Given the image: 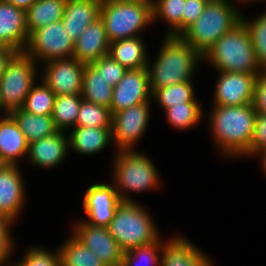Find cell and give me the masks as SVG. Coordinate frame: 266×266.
Returning <instances> with one entry per match:
<instances>
[{
  "mask_svg": "<svg viewBox=\"0 0 266 266\" xmlns=\"http://www.w3.org/2000/svg\"><path fill=\"white\" fill-rule=\"evenodd\" d=\"M82 99L81 94L55 97L51 116L59 131L69 132L75 127Z\"/></svg>",
  "mask_w": 266,
  "mask_h": 266,
  "instance_id": "obj_29",
  "label": "cell"
},
{
  "mask_svg": "<svg viewBox=\"0 0 266 266\" xmlns=\"http://www.w3.org/2000/svg\"><path fill=\"white\" fill-rule=\"evenodd\" d=\"M73 225L70 233L92 251L105 266L122 265L124 252L107 227L90 225L83 221V218Z\"/></svg>",
  "mask_w": 266,
  "mask_h": 266,
  "instance_id": "obj_13",
  "label": "cell"
},
{
  "mask_svg": "<svg viewBox=\"0 0 266 266\" xmlns=\"http://www.w3.org/2000/svg\"><path fill=\"white\" fill-rule=\"evenodd\" d=\"M102 0H66L62 22L66 34L76 42L81 33L100 17Z\"/></svg>",
  "mask_w": 266,
  "mask_h": 266,
  "instance_id": "obj_21",
  "label": "cell"
},
{
  "mask_svg": "<svg viewBox=\"0 0 266 266\" xmlns=\"http://www.w3.org/2000/svg\"><path fill=\"white\" fill-rule=\"evenodd\" d=\"M236 1H238L237 3H240V5H241V4H243V5H244V4H245V5L248 4V5H249V4H251V3H252V4H253V3H256V2L258 3L259 1H265V0H236Z\"/></svg>",
  "mask_w": 266,
  "mask_h": 266,
  "instance_id": "obj_47",
  "label": "cell"
},
{
  "mask_svg": "<svg viewBox=\"0 0 266 266\" xmlns=\"http://www.w3.org/2000/svg\"><path fill=\"white\" fill-rule=\"evenodd\" d=\"M153 101L131 106L112 113V141L115 150H135L147 131L150 122V104Z\"/></svg>",
  "mask_w": 266,
  "mask_h": 266,
  "instance_id": "obj_10",
  "label": "cell"
},
{
  "mask_svg": "<svg viewBox=\"0 0 266 266\" xmlns=\"http://www.w3.org/2000/svg\"><path fill=\"white\" fill-rule=\"evenodd\" d=\"M66 0H37L26 12L28 34L36 29L62 20Z\"/></svg>",
  "mask_w": 266,
  "mask_h": 266,
  "instance_id": "obj_26",
  "label": "cell"
},
{
  "mask_svg": "<svg viewBox=\"0 0 266 266\" xmlns=\"http://www.w3.org/2000/svg\"><path fill=\"white\" fill-rule=\"evenodd\" d=\"M3 1L12 4L15 7L26 12L37 0H3Z\"/></svg>",
  "mask_w": 266,
  "mask_h": 266,
  "instance_id": "obj_44",
  "label": "cell"
},
{
  "mask_svg": "<svg viewBox=\"0 0 266 266\" xmlns=\"http://www.w3.org/2000/svg\"><path fill=\"white\" fill-rule=\"evenodd\" d=\"M242 13L241 20L247 27L253 42L256 60L263 71H266V10L255 18H247Z\"/></svg>",
  "mask_w": 266,
  "mask_h": 266,
  "instance_id": "obj_36",
  "label": "cell"
},
{
  "mask_svg": "<svg viewBox=\"0 0 266 266\" xmlns=\"http://www.w3.org/2000/svg\"><path fill=\"white\" fill-rule=\"evenodd\" d=\"M9 114L2 106V101H1V98H0V116H4V115H7Z\"/></svg>",
  "mask_w": 266,
  "mask_h": 266,
  "instance_id": "obj_48",
  "label": "cell"
},
{
  "mask_svg": "<svg viewBox=\"0 0 266 266\" xmlns=\"http://www.w3.org/2000/svg\"><path fill=\"white\" fill-rule=\"evenodd\" d=\"M213 104L218 106H241L252 104L256 74L218 71Z\"/></svg>",
  "mask_w": 266,
  "mask_h": 266,
  "instance_id": "obj_14",
  "label": "cell"
},
{
  "mask_svg": "<svg viewBox=\"0 0 266 266\" xmlns=\"http://www.w3.org/2000/svg\"><path fill=\"white\" fill-rule=\"evenodd\" d=\"M4 165L5 163L0 159V170L3 168Z\"/></svg>",
  "mask_w": 266,
  "mask_h": 266,
  "instance_id": "obj_50",
  "label": "cell"
},
{
  "mask_svg": "<svg viewBox=\"0 0 266 266\" xmlns=\"http://www.w3.org/2000/svg\"><path fill=\"white\" fill-rule=\"evenodd\" d=\"M62 266H105L101 260L90 251L72 233L59 246Z\"/></svg>",
  "mask_w": 266,
  "mask_h": 266,
  "instance_id": "obj_30",
  "label": "cell"
},
{
  "mask_svg": "<svg viewBox=\"0 0 266 266\" xmlns=\"http://www.w3.org/2000/svg\"><path fill=\"white\" fill-rule=\"evenodd\" d=\"M152 6L122 0H102L100 18L105 24L109 42L143 36V31L153 23Z\"/></svg>",
  "mask_w": 266,
  "mask_h": 266,
  "instance_id": "obj_7",
  "label": "cell"
},
{
  "mask_svg": "<svg viewBox=\"0 0 266 266\" xmlns=\"http://www.w3.org/2000/svg\"><path fill=\"white\" fill-rule=\"evenodd\" d=\"M142 37L136 36L111 42L108 55L127 70L147 68L150 57Z\"/></svg>",
  "mask_w": 266,
  "mask_h": 266,
  "instance_id": "obj_24",
  "label": "cell"
},
{
  "mask_svg": "<svg viewBox=\"0 0 266 266\" xmlns=\"http://www.w3.org/2000/svg\"><path fill=\"white\" fill-rule=\"evenodd\" d=\"M68 135L70 150L82 156L98 154L113 144L111 128L74 127Z\"/></svg>",
  "mask_w": 266,
  "mask_h": 266,
  "instance_id": "obj_23",
  "label": "cell"
},
{
  "mask_svg": "<svg viewBox=\"0 0 266 266\" xmlns=\"http://www.w3.org/2000/svg\"><path fill=\"white\" fill-rule=\"evenodd\" d=\"M17 52L9 47L6 46H0V78L5 71V68L8 64V62L11 60V58L16 54Z\"/></svg>",
  "mask_w": 266,
  "mask_h": 266,
  "instance_id": "obj_43",
  "label": "cell"
},
{
  "mask_svg": "<svg viewBox=\"0 0 266 266\" xmlns=\"http://www.w3.org/2000/svg\"><path fill=\"white\" fill-rule=\"evenodd\" d=\"M21 259L16 261L18 266H62L59 248L48 250L43 246L28 247Z\"/></svg>",
  "mask_w": 266,
  "mask_h": 266,
  "instance_id": "obj_37",
  "label": "cell"
},
{
  "mask_svg": "<svg viewBox=\"0 0 266 266\" xmlns=\"http://www.w3.org/2000/svg\"><path fill=\"white\" fill-rule=\"evenodd\" d=\"M201 102H187L184 105L171 106L164 113L167 123L176 130H189L198 126L204 117Z\"/></svg>",
  "mask_w": 266,
  "mask_h": 266,
  "instance_id": "obj_31",
  "label": "cell"
},
{
  "mask_svg": "<svg viewBox=\"0 0 266 266\" xmlns=\"http://www.w3.org/2000/svg\"><path fill=\"white\" fill-rule=\"evenodd\" d=\"M253 105L257 113L266 114V71L256 78Z\"/></svg>",
  "mask_w": 266,
  "mask_h": 266,
  "instance_id": "obj_42",
  "label": "cell"
},
{
  "mask_svg": "<svg viewBox=\"0 0 266 266\" xmlns=\"http://www.w3.org/2000/svg\"><path fill=\"white\" fill-rule=\"evenodd\" d=\"M258 159L261 161V166L264 169V173L266 174V152H264L263 154H261Z\"/></svg>",
  "mask_w": 266,
  "mask_h": 266,
  "instance_id": "obj_45",
  "label": "cell"
},
{
  "mask_svg": "<svg viewBox=\"0 0 266 266\" xmlns=\"http://www.w3.org/2000/svg\"><path fill=\"white\" fill-rule=\"evenodd\" d=\"M148 101H152L148 69H128L113 88L109 109L116 113Z\"/></svg>",
  "mask_w": 266,
  "mask_h": 266,
  "instance_id": "obj_15",
  "label": "cell"
},
{
  "mask_svg": "<svg viewBox=\"0 0 266 266\" xmlns=\"http://www.w3.org/2000/svg\"><path fill=\"white\" fill-rule=\"evenodd\" d=\"M209 0H185L182 14V33L202 14Z\"/></svg>",
  "mask_w": 266,
  "mask_h": 266,
  "instance_id": "obj_41",
  "label": "cell"
},
{
  "mask_svg": "<svg viewBox=\"0 0 266 266\" xmlns=\"http://www.w3.org/2000/svg\"><path fill=\"white\" fill-rule=\"evenodd\" d=\"M19 165H4L0 170V215L14 223L26 205V185Z\"/></svg>",
  "mask_w": 266,
  "mask_h": 266,
  "instance_id": "obj_16",
  "label": "cell"
},
{
  "mask_svg": "<svg viewBox=\"0 0 266 266\" xmlns=\"http://www.w3.org/2000/svg\"><path fill=\"white\" fill-rule=\"evenodd\" d=\"M124 2H132V3H142V4H153L154 0H122Z\"/></svg>",
  "mask_w": 266,
  "mask_h": 266,
  "instance_id": "obj_46",
  "label": "cell"
},
{
  "mask_svg": "<svg viewBox=\"0 0 266 266\" xmlns=\"http://www.w3.org/2000/svg\"><path fill=\"white\" fill-rule=\"evenodd\" d=\"M185 0H154L152 6L153 24L160 20L168 25L164 35L180 36L182 34V14Z\"/></svg>",
  "mask_w": 266,
  "mask_h": 266,
  "instance_id": "obj_28",
  "label": "cell"
},
{
  "mask_svg": "<svg viewBox=\"0 0 266 266\" xmlns=\"http://www.w3.org/2000/svg\"><path fill=\"white\" fill-rule=\"evenodd\" d=\"M17 122L28 144L58 132L51 115H35L22 108L9 113Z\"/></svg>",
  "mask_w": 266,
  "mask_h": 266,
  "instance_id": "obj_25",
  "label": "cell"
},
{
  "mask_svg": "<svg viewBox=\"0 0 266 266\" xmlns=\"http://www.w3.org/2000/svg\"><path fill=\"white\" fill-rule=\"evenodd\" d=\"M105 24L99 17L91 23L75 42L73 58L84 64H91L109 53Z\"/></svg>",
  "mask_w": 266,
  "mask_h": 266,
  "instance_id": "obj_20",
  "label": "cell"
},
{
  "mask_svg": "<svg viewBox=\"0 0 266 266\" xmlns=\"http://www.w3.org/2000/svg\"><path fill=\"white\" fill-rule=\"evenodd\" d=\"M14 223L10 222L6 217L0 215V265L11 263V255L15 249V239L12 235L11 228Z\"/></svg>",
  "mask_w": 266,
  "mask_h": 266,
  "instance_id": "obj_39",
  "label": "cell"
},
{
  "mask_svg": "<svg viewBox=\"0 0 266 266\" xmlns=\"http://www.w3.org/2000/svg\"><path fill=\"white\" fill-rule=\"evenodd\" d=\"M83 196V221L93 226L108 227L122 202L114 184L97 182L91 184Z\"/></svg>",
  "mask_w": 266,
  "mask_h": 266,
  "instance_id": "obj_12",
  "label": "cell"
},
{
  "mask_svg": "<svg viewBox=\"0 0 266 266\" xmlns=\"http://www.w3.org/2000/svg\"><path fill=\"white\" fill-rule=\"evenodd\" d=\"M216 71L261 75L250 33L241 20L220 37L202 56Z\"/></svg>",
  "mask_w": 266,
  "mask_h": 266,
  "instance_id": "obj_3",
  "label": "cell"
},
{
  "mask_svg": "<svg viewBox=\"0 0 266 266\" xmlns=\"http://www.w3.org/2000/svg\"><path fill=\"white\" fill-rule=\"evenodd\" d=\"M81 96L95 104L110 108L113 88L92 64L84 65Z\"/></svg>",
  "mask_w": 266,
  "mask_h": 266,
  "instance_id": "obj_27",
  "label": "cell"
},
{
  "mask_svg": "<svg viewBox=\"0 0 266 266\" xmlns=\"http://www.w3.org/2000/svg\"><path fill=\"white\" fill-rule=\"evenodd\" d=\"M75 127L111 128L112 113L107 106L82 99Z\"/></svg>",
  "mask_w": 266,
  "mask_h": 266,
  "instance_id": "obj_34",
  "label": "cell"
},
{
  "mask_svg": "<svg viewBox=\"0 0 266 266\" xmlns=\"http://www.w3.org/2000/svg\"><path fill=\"white\" fill-rule=\"evenodd\" d=\"M193 80L174 84L162 89H158L152 95V101L158 103L163 111L171 106L184 105L187 102H199L195 97Z\"/></svg>",
  "mask_w": 266,
  "mask_h": 266,
  "instance_id": "obj_32",
  "label": "cell"
},
{
  "mask_svg": "<svg viewBox=\"0 0 266 266\" xmlns=\"http://www.w3.org/2000/svg\"><path fill=\"white\" fill-rule=\"evenodd\" d=\"M241 17L242 12L231 0H209L202 14L180 37L203 56Z\"/></svg>",
  "mask_w": 266,
  "mask_h": 266,
  "instance_id": "obj_5",
  "label": "cell"
},
{
  "mask_svg": "<svg viewBox=\"0 0 266 266\" xmlns=\"http://www.w3.org/2000/svg\"><path fill=\"white\" fill-rule=\"evenodd\" d=\"M39 77L58 95L81 94L84 63L75 58L53 59L43 64Z\"/></svg>",
  "mask_w": 266,
  "mask_h": 266,
  "instance_id": "obj_11",
  "label": "cell"
},
{
  "mask_svg": "<svg viewBox=\"0 0 266 266\" xmlns=\"http://www.w3.org/2000/svg\"><path fill=\"white\" fill-rule=\"evenodd\" d=\"M162 238L124 252L121 266H160Z\"/></svg>",
  "mask_w": 266,
  "mask_h": 266,
  "instance_id": "obj_35",
  "label": "cell"
},
{
  "mask_svg": "<svg viewBox=\"0 0 266 266\" xmlns=\"http://www.w3.org/2000/svg\"><path fill=\"white\" fill-rule=\"evenodd\" d=\"M264 152H266V114L257 113L250 151L245 158H257Z\"/></svg>",
  "mask_w": 266,
  "mask_h": 266,
  "instance_id": "obj_40",
  "label": "cell"
},
{
  "mask_svg": "<svg viewBox=\"0 0 266 266\" xmlns=\"http://www.w3.org/2000/svg\"><path fill=\"white\" fill-rule=\"evenodd\" d=\"M149 209L142 203L122 201L107 227L123 252L155 242L160 232Z\"/></svg>",
  "mask_w": 266,
  "mask_h": 266,
  "instance_id": "obj_6",
  "label": "cell"
},
{
  "mask_svg": "<svg viewBox=\"0 0 266 266\" xmlns=\"http://www.w3.org/2000/svg\"><path fill=\"white\" fill-rule=\"evenodd\" d=\"M74 46L61 20L31 32L23 52L40 65L53 59L73 58Z\"/></svg>",
  "mask_w": 266,
  "mask_h": 266,
  "instance_id": "obj_9",
  "label": "cell"
},
{
  "mask_svg": "<svg viewBox=\"0 0 266 266\" xmlns=\"http://www.w3.org/2000/svg\"><path fill=\"white\" fill-rule=\"evenodd\" d=\"M175 234L162 244L160 266H214L212 258L185 235Z\"/></svg>",
  "mask_w": 266,
  "mask_h": 266,
  "instance_id": "obj_17",
  "label": "cell"
},
{
  "mask_svg": "<svg viewBox=\"0 0 266 266\" xmlns=\"http://www.w3.org/2000/svg\"><path fill=\"white\" fill-rule=\"evenodd\" d=\"M0 266H18L15 262L12 263H8V264H3V265H0Z\"/></svg>",
  "mask_w": 266,
  "mask_h": 266,
  "instance_id": "obj_49",
  "label": "cell"
},
{
  "mask_svg": "<svg viewBox=\"0 0 266 266\" xmlns=\"http://www.w3.org/2000/svg\"><path fill=\"white\" fill-rule=\"evenodd\" d=\"M111 182L121 201L136 202L131 194L158 189L159 171L149 156L136 150H115ZM131 192V194H129Z\"/></svg>",
  "mask_w": 266,
  "mask_h": 266,
  "instance_id": "obj_4",
  "label": "cell"
},
{
  "mask_svg": "<svg viewBox=\"0 0 266 266\" xmlns=\"http://www.w3.org/2000/svg\"><path fill=\"white\" fill-rule=\"evenodd\" d=\"M55 97L54 92L39 78L31 87L22 109L35 115H51Z\"/></svg>",
  "mask_w": 266,
  "mask_h": 266,
  "instance_id": "obj_33",
  "label": "cell"
},
{
  "mask_svg": "<svg viewBox=\"0 0 266 266\" xmlns=\"http://www.w3.org/2000/svg\"><path fill=\"white\" fill-rule=\"evenodd\" d=\"M69 135L65 131L39 139L29 144L27 163L38 168H54L60 166L69 153Z\"/></svg>",
  "mask_w": 266,
  "mask_h": 266,
  "instance_id": "obj_18",
  "label": "cell"
},
{
  "mask_svg": "<svg viewBox=\"0 0 266 266\" xmlns=\"http://www.w3.org/2000/svg\"><path fill=\"white\" fill-rule=\"evenodd\" d=\"M28 142L10 114L0 116V159L6 165H18L28 155Z\"/></svg>",
  "mask_w": 266,
  "mask_h": 266,
  "instance_id": "obj_22",
  "label": "cell"
},
{
  "mask_svg": "<svg viewBox=\"0 0 266 266\" xmlns=\"http://www.w3.org/2000/svg\"><path fill=\"white\" fill-rule=\"evenodd\" d=\"M107 83L114 87L123 78L127 69L115 61L110 55L103 56L97 61L91 63Z\"/></svg>",
  "mask_w": 266,
  "mask_h": 266,
  "instance_id": "obj_38",
  "label": "cell"
},
{
  "mask_svg": "<svg viewBox=\"0 0 266 266\" xmlns=\"http://www.w3.org/2000/svg\"><path fill=\"white\" fill-rule=\"evenodd\" d=\"M41 66L24 52H17L8 62L0 78V98L10 113L22 108L33 84L38 80Z\"/></svg>",
  "mask_w": 266,
  "mask_h": 266,
  "instance_id": "obj_8",
  "label": "cell"
},
{
  "mask_svg": "<svg viewBox=\"0 0 266 266\" xmlns=\"http://www.w3.org/2000/svg\"><path fill=\"white\" fill-rule=\"evenodd\" d=\"M201 62L202 55L180 36L164 35L156 58L153 62L148 59L152 95L158 89L193 80Z\"/></svg>",
  "mask_w": 266,
  "mask_h": 266,
  "instance_id": "obj_2",
  "label": "cell"
},
{
  "mask_svg": "<svg viewBox=\"0 0 266 266\" xmlns=\"http://www.w3.org/2000/svg\"><path fill=\"white\" fill-rule=\"evenodd\" d=\"M257 112L252 104L241 106L212 105L208 127L214 145L227 158L245 157L250 151Z\"/></svg>",
  "mask_w": 266,
  "mask_h": 266,
  "instance_id": "obj_1",
  "label": "cell"
},
{
  "mask_svg": "<svg viewBox=\"0 0 266 266\" xmlns=\"http://www.w3.org/2000/svg\"><path fill=\"white\" fill-rule=\"evenodd\" d=\"M25 11L3 0L0 2V46L23 52L28 42Z\"/></svg>",
  "mask_w": 266,
  "mask_h": 266,
  "instance_id": "obj_19",
  "label": "cell"
}]
</instances>
